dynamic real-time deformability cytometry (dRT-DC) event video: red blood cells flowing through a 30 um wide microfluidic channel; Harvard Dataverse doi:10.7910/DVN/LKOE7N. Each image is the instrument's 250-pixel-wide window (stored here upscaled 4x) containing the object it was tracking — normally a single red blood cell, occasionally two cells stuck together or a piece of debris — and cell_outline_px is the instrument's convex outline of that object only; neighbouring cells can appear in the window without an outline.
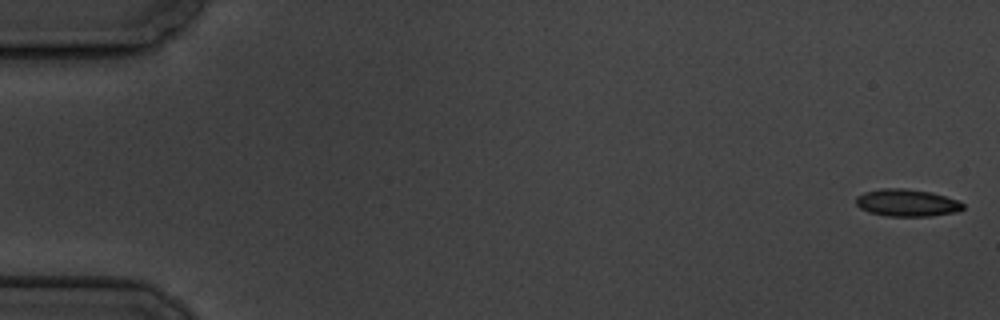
{"species": "common noctule bat (a hibernating species)", "species_latin": "Nyctalus noctula", "temperature_condition": "cold", "stored_images_in_passage": 6, "segment_of_instrument_passage": [2, 2], "camera_frame_rate_fps": 3000, "um_per_image_px": 0.085, "animal": {"sex": "male", "body_mass_g": 19.5, "forearm_length_mm": 54.6}, "frame": {"image": 1, "passage_image": 6, "time_ms": 6.667, "image_size_px": [1000, 320], "cell_outline_px": [[964, 208], [956, 212], [932, 216], [884, 216], [868, 212], [860, 208], [856, 204], [856, 196], [864, 192], [880, 188], [904, 188], [932, 192], [956, 200], [964, 204]], "centroid_in_image_um": [77.05, 17.24], "position_along_channel_um": 7.9, "area_um2": 17.11}}